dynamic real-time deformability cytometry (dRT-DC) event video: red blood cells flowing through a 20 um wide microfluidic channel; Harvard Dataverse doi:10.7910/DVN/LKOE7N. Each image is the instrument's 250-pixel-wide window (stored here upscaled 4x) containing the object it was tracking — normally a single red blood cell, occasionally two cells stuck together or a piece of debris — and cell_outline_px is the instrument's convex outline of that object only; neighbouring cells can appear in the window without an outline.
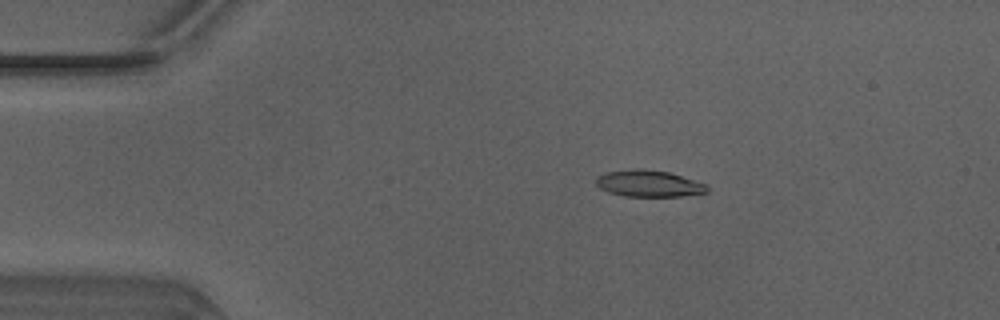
{"species": "Egyptian fruit bat (a non-hibernating species)", "species_latin": "Rousettus aegyptiacus", "temperature_condition": "warm", "stored_images_in_passage": 50, "camera_frame_rate_fps": 3000, "um_per_image_px": 0.085, "animal": {"sex": "male"}, "frame": {"image": 1, "passage_image": 10, "time_ms": 3.0, "image_size_px": [1000, 320], "cell_outline_px": [[708, 192], [680, 196], [624, 196], [608, 192], [600, 188], [596, 184], [596, 176], [608, 172], [636, 168], [668, 172], [704, 184], [708, 188]], "centroid_in_image_um": [55.09, 15.6], "position_along_channel_um": 29.9, "area_um2": 16.88}}
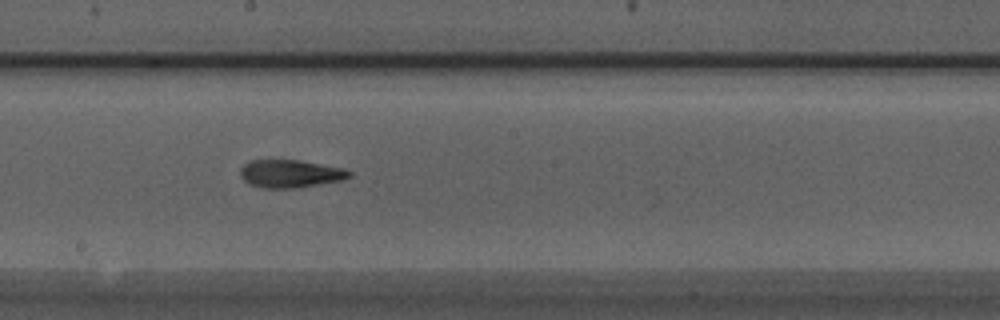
{"frame": {"image": 2, "passage_image": 28, "time_ms": 9.0, "image_size_px": [1000, 320], "cell_outline_px": [[352, 176], [340, 180], [296, 188], [264, 188], [248, 184], [240, 176], [240, 168], [248, 160], [300, 160], [344, 168], [352, 172]], "centroid_in_image_um": [24.65, 14.75], "position_along_channel_um": 223.6, "area_um2": 17.74}}
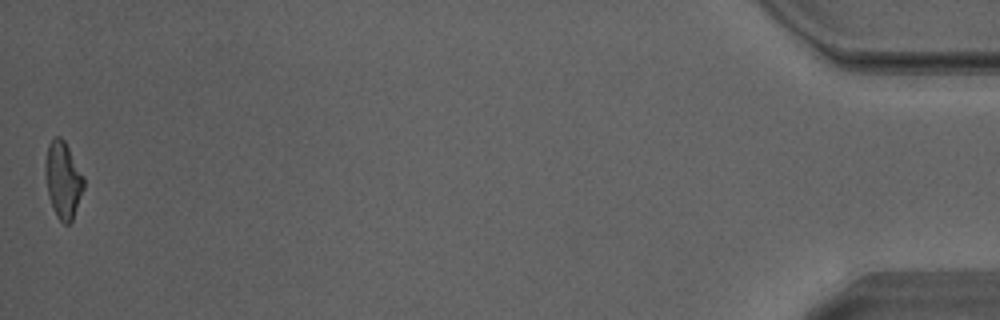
{"frame": {"image": 3, "passage_image": 50, "time_ms": 16.333, "image_size_px": [1000, 320], "cell_outline_px": [[84, 188], [72, 220], [68, 224], [64, 224], [56, 216], [48, 192], [44, 172], [44, 164], [48, 144], [56, 136], [60, 136], [64, 140], [84, 176]], "centroid_in_image_um": [5.35, 15.27], "position_along_channel_um": 429.8, "area_um2": 17.05}, "authors_computed_cell_mechanics": {"area_um2": 17.5134, "velocity_mm_per_s": 4.1704, "shape_relaxation_time_tau1_ms": 4.9517, "shape_relaxation_time_tau2_ms": 1.828, "deformation_change_tau1": 0.1929, "deformation_change_tau2": 0.1058}}